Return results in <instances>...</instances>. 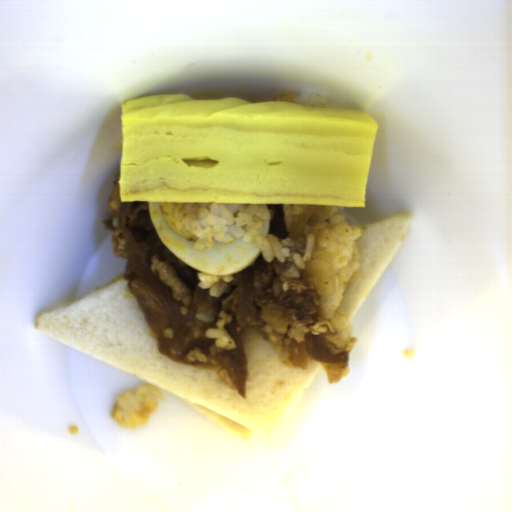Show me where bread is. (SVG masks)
Wrapping results in <instances>:
<instances>
[{
  "instance_id": "8d2b1439",
  "label": "bread",
  "mask_w": 512,
  "mask_h": 512,
  "mask_svg": "<svg viewBox=\"0 0 512 512\" xmlns=\"http://www.w3.org/2000/svg\"><path fill=\"white\" fill-rule=\"evenodd\" d=\"M125 275L53 310L35 327L48 338L184 399L195 411L247 441L273 435L322 362L282 363L255 330L242 340L247 362L245 398L216 369L183 365L160 344L139 308Z\"/></svg>"
},
{
  "instance_id": "cb027b5d",
  "label": "bread",
  "mask_w": 512,
  "mask_h": 512,
  "mask_svg": "<svg viewBox=\"0 0 512 512\" xmlns=\"http://www.w3.org/2000/svg\"><path fill=\"white\" fill-rule=\"evenodd\" d=\"M412 218L408 214L349 227L360 229L355 240L359 267L347 282L333 284L329 295H319L322 315L331 323L338 310L352 322L361 306L402 247Z\"/></svg>"
}]
</instances>
